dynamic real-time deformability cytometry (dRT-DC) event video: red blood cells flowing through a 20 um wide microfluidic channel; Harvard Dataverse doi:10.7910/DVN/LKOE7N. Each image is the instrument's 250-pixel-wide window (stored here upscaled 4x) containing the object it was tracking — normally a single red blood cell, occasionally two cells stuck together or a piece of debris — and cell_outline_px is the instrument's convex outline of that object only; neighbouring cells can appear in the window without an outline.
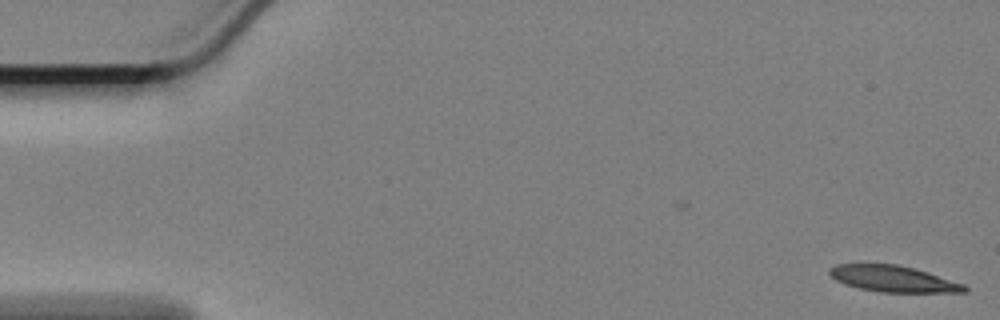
{"species": "Egyptian fruit bat (a non-hibernating species)", "species_latin": "Rousettus aegyptiacus", "temperature_condition": "cold", "stored_images_in_passage": 53, "camera_frame_rate_fps": 3000, "um_per_image_px": 0.085, "animal": {"sex": "female"}, "frame": {"image": 1, "passage_image": 1, "time_ms": 0.0, "image_size_px": [1000, 320], "cell_outline_px": [[968, 288], [964, 292], [880, 292], [860, 288], [836, 280], [828, 272], [828, 268], [836, 264], [896, 264], [916, 268], [964, 284]], "centroid_in_image_um": [75.93, 23.69], "position_along_channel_um": 9.1, "area_um2": 20.46}}
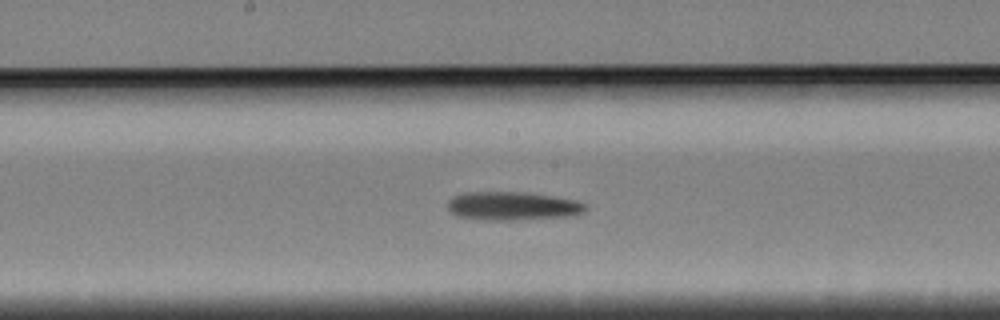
{"frame": {"image": 2, "passage_image": 30, "time_ms": 9.667, "image_size_px": [1000, 320], "cell_outline_px": [[588, 208], [584, 212], [572, 216], [512, 220], [492, 220], [456, 216], [448, 208], [448, 200], [452, 196], [464, 192], [520, 192], [576, 200], [588, 204]], "centroid_in_image_um": [43.58, 17.51], "position_along_channel_um": 204.6, "area_um2": 22.83}}
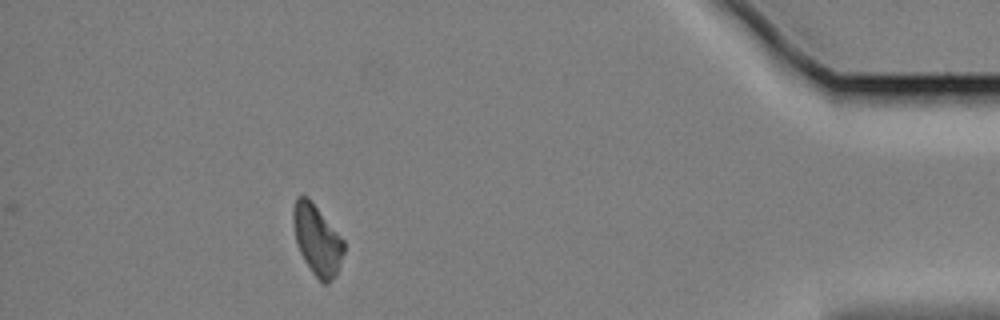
{"frame": {"image": 3, "passage_image": 53, "time_ms": 17.333, "image_size_px": [1000, 320], "cell_outline_px": [[344, 252], [336, 276], [328, 284], [324, 284], [312, 272], [304, 260], [300, 252], [296, 240], [292, 220], [292, 208], [296, 196], [308, 196], [344, 240]], "centroid_in_image_um": [26.94, 20.37], "position_along_channel_um": 408.3, "area_um2": 20.75}}